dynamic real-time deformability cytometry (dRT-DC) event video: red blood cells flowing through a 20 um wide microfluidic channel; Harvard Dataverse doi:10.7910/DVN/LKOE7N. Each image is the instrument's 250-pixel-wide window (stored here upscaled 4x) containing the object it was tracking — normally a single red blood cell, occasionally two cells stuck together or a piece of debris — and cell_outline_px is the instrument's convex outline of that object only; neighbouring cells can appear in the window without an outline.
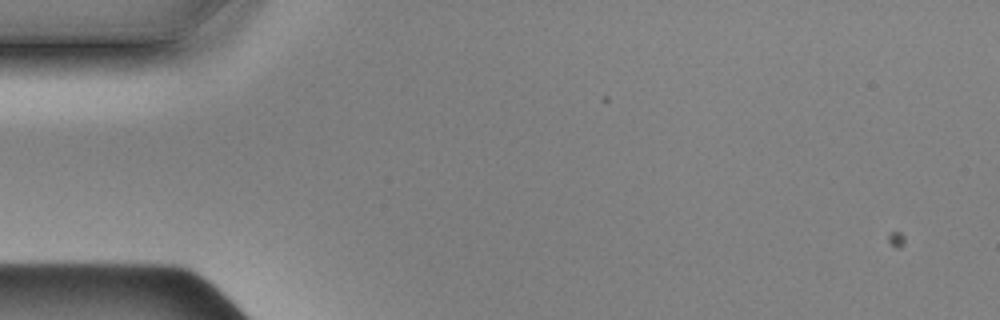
{"species": "Egyptian fruit bat (a non-hibernating species)", "species_latin": "Rousettus aegyptiacus", "temperature_condition": "cold", "stored_images_in_passage": 1, "camera_frame_rate_fps": 3000, "um_per_image_px": 0.085, "animal": {"sex": "male"}, "frame": {"image": 1, "passage_image": 1, "time_ms": 0.0, "image_size_px": [1000, 320], "cell_outline_px": [[328, 16], [324, 24], [316, 36], [288, 64], [232, 108], [220, 112], [212, 108], [216, 104], [244, 80], [320, 20]], "centroid_in_image_um": [22.85, 5.87], "position_along_channel_um": 62.1, "area_um2": 12.95}}